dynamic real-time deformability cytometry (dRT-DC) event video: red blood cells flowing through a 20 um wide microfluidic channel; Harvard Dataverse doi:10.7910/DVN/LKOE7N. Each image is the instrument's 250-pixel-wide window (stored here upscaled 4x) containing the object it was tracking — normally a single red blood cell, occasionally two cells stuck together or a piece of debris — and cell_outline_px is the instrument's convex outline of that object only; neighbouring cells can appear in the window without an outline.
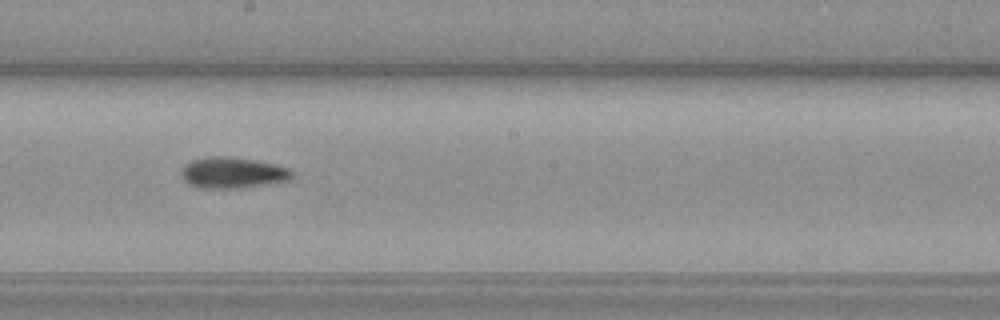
{"species": "common noctule bat (a hibernating species)", "species_latin": "Nyctalus noctula", "temperature_condition": "warm", "stored_images_in_passage": 56, "camera_frame_rate_fps": 3000, "um_per_image_px": 0.085, "animal": {"sex": "female", "body_mass_g": 19.3, "forearm_length_mm": 54.1}, "frame": {"image": 1, "passage_image": 30, "time_ms": 9.667, "image_size_px": [1000, 320], "cell_outline_px": [[292, 180], [244, 188], [200, 188], [188, 184], [180, 176], [180, 168], [188, 160], [204, 156], [236, 156], [264, 160], [280, 164], [292, 168]], "centroid_in_image_um": [19.8, 14.65], "position_along_channel_um": 228.4, "area_um2": 21.21}}
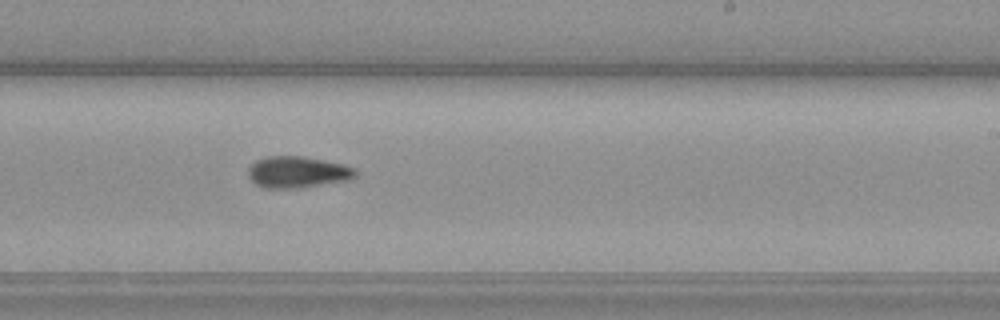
{"frame": {"image": 2, "passage_image": 33, "time_ms": 10.667, "image_size_px": [1000, 320], "cell_outline_px": [[356, 176], [352, 180], [300, 188], [264, 188], [256, 184], [248, 176], [248, 168], [252, 160], [264, 156], [308, 156], [344, 164], [356, 168]], "centroid_in_image_um": [25.3, 14.61], "position_along_channel_um": 263.7, "area_um2": 20.29}}
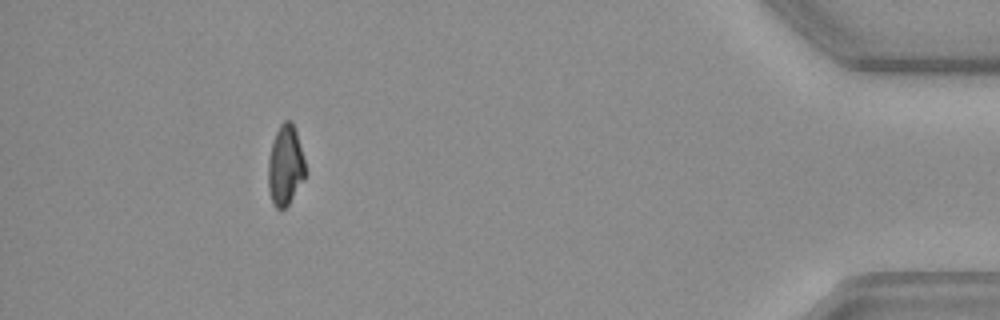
{"frame": {"image": 3, "passage_image": 51, "time_ms": 16.667, "image_size_px": [1000, 320], "cell_outline_px": [[308, 172], [304, 180], [288, 204], [284, 208], [276, 208], [272, 204], [268, 188], [268, 160], [272, 144], [276, 132], [280, 124], [284, 120], [292, 120], [296, 132]], "centroid_in_image_um": [24.26, 14.07], "position_along_channel_um": 410.9, "area_um2": 17.51}, "authors_computed_cell_mechanics": {"area_um2": 19.1318, "velocity_mm_per_s": 3.5349, "shape_relaxation_time_tau1_ms": 5.8045, "shape_relaxation_time_tau2_ms": null, "deformation_change_tau1": 0.1902, "deformation_change_tau2": null}}